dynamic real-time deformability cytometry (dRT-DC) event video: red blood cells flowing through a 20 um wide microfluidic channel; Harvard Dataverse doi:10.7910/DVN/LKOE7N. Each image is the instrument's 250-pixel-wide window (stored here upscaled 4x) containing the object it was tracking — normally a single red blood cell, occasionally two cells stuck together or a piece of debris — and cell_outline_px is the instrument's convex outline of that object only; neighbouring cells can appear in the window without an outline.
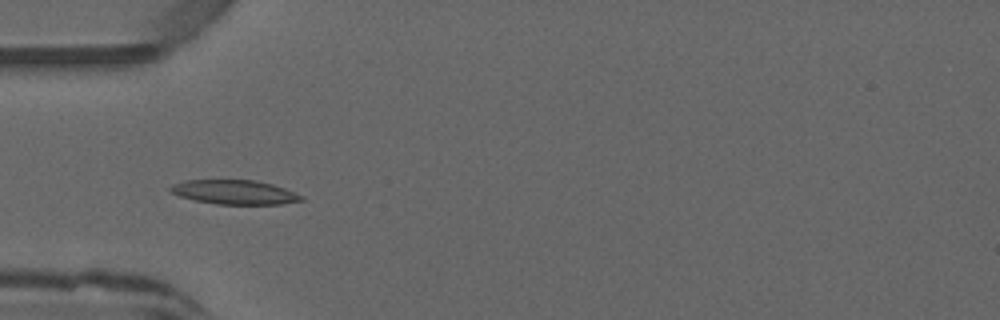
{"species": "common noctule bat (a hibernating species)", "species_latin": "Nyctalus noctula", "temperature_condition": "warm", "stored_images_in_passage": 5, "camera_frame_rate_fps": 3000, "um_per_image_px": 0.085, "animal": {"sex": "male", "forearm_length_mm": 52.5}, "frame": {"image": 1, "passage_image": 1, "time_ms": 0.0, "image_size_px": [1000, 320], "cell_outline_px": [[304, 200], [280, 204], [216, 204], [196, 200], [180, 196], [172, 192], [168, 188], [172, 184], [188, 180], [252, 180], [272, 184], [284, 188], [304, 196]], "centroid_in_image_um": [19.95, 16.33], "position_along_channel_um": 65.1, "area_um2": 18.32}}
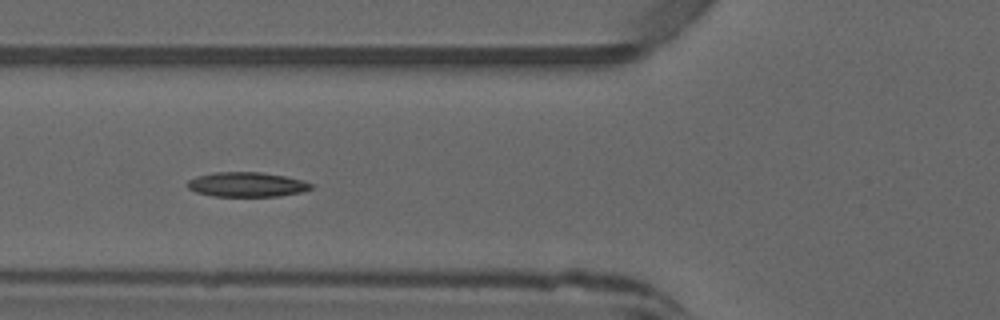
{"frame": {"image": 2, "passage_image": 4, "time_ms": 1.0, "image_size_px": [1000, 320], "cell_outline_px": [[312, 188], [304, 192], [280, 196], [212, 196], [196, 192], [188, 188], [188, 180], [196, 176], [216, 172], [260, 172], [284, 176], [304, 180], [312, 184]], "centroid_in_image_um": [21.0, 15.68], "position_along_channel_um": 104.8, "area_um2": 17.8}}